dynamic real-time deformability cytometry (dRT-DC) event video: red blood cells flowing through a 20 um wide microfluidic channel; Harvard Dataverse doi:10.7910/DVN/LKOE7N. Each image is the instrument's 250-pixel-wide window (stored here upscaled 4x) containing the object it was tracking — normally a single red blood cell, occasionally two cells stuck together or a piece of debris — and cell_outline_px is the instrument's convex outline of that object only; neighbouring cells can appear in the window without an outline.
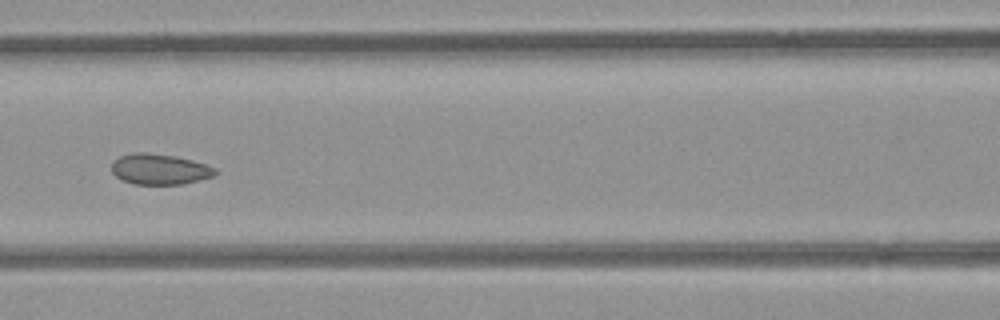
{"species": "common noctule bat (a hibernating species)", "species_latin": "Nyctalus noctula", "temperature_condition": "room temperature", "stored_images_in_passage": 8, "camera_frame_rate_fps": 3000, "um_per_image_px": 0.085, "animal": {"sex": "female", "body_mass_g": 21.9}, "frame": {"image": 1, "passage_image": 7, "time_ms": 7.0, "image_size_px": [1000, 320], "cell_outline_px": [[216, 172], [212, 176], [184, 184], [132, 184], [120, 180], [112, 172], [112, 164], [120, 156], [136, 152], [148, 152], [176, 156], [192, 160], [216, 168]], "centroid_in_image_um": [13.54, 14.38], "position_along_channel_um": 153.1, "area_um2": 18.44}}
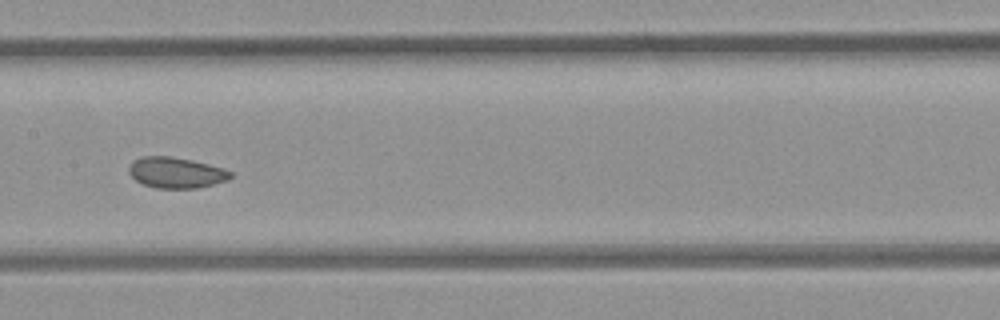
{"frame": {"image": 2, "passage_image": 8, "time_ms": 8.0, "image_size_px": [1000, 320], "cell_outline_px": [[232, 176], [228, 180], [196, 188], [156, 188], [144, 184], [136, 180], [128, 172], [128, 168], [136, 160], [144, 156], [168, 156], [192, 160], [224, 168], [232, 172]], "centroid_in_image_um": [14.99, 14.68], "position_along_channel_um": 192.4, "area_um2": 18.03}}